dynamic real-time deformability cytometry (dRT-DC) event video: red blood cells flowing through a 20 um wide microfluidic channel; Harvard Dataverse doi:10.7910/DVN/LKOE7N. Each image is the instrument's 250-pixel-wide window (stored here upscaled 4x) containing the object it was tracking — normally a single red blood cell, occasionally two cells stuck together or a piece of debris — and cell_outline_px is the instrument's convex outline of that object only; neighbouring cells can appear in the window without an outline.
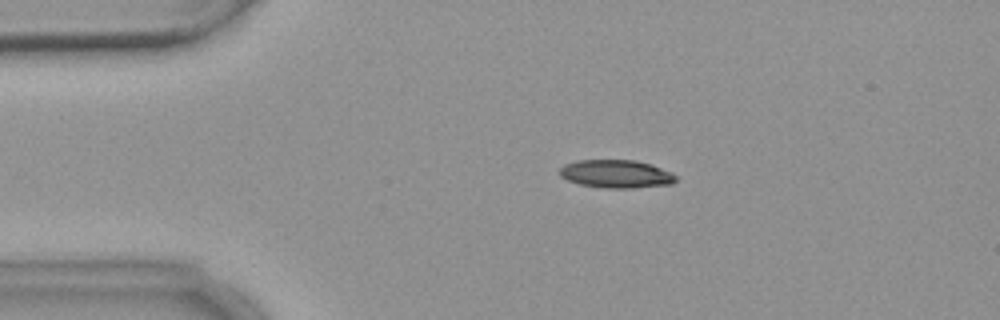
{"species": "common noctule bat (a hibernating species)", "species_latin": "Nyctalus noctula", "temperature_condition": "warm", "stored_images_in_passage": 4, "camera_frame_rate_fps": 3000, "um_per_image_px": 0.085, "animal": {"sex": "female", "body_mass_g": 18.4}, "frame": {"image": 1, "passage_image": 1, "time_ms": 0.0, "image_size_px": [1000, 320], "cell_outline_px": [[676, 180], [672, 184], [632, 188], [604, 188], [580, 184], [568, 180], [560, 176], [560, 168], [564, 164], [576, 160], [636, 160], [652, 164], [672, 172], [676, 176]], "centroid_in_image_um": [52.39, 14.77], "position_along_channel_um": 32.6, "area_um2": 19.13}}
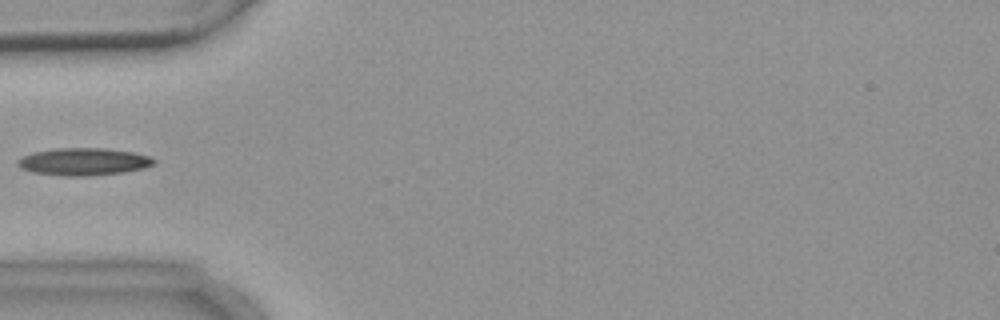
{"frame": {"image": 2, "passage_image": 3, "time_ms": 2.333, "image_size_px": [1000, 320], "cell_outline_px": [[156, 160], [152, 164], [144, 168], [124, 172], [88, 176], [60, 176], [32, 172], [20, 168], [16, 164], [16, 160], [32, 152], [56, 148], [104, 148], [132, 152], [148, 156]], "centroid_in_image_um": [7.05, 13.75], "position_along_channel_um": 78.0, "area_um2": 21.79}}